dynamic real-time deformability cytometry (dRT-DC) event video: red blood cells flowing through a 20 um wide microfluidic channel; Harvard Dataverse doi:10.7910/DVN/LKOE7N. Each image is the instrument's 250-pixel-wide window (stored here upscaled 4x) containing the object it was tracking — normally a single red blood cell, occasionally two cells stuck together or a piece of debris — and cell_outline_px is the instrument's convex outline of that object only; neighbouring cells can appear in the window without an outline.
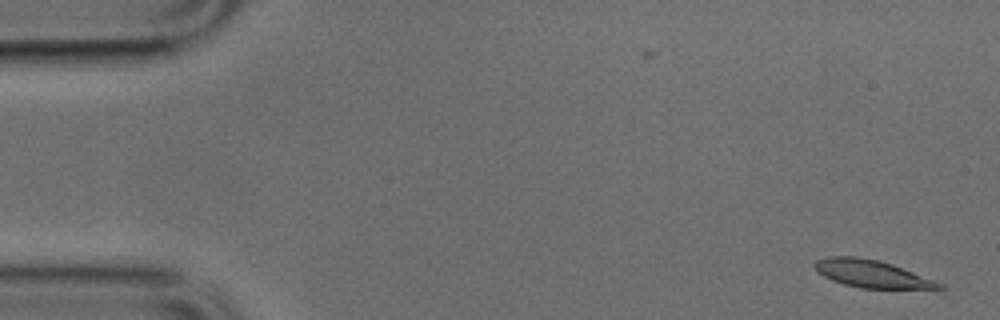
{"species": "common noctule bat (a hibernating species)", "species_latin": "Nyctalus noctula", "temperature_condition": "cold", "stored_images_in_passage": 13, "camera_frame_rate_fps": 3000, "um_per_image_px": 0.085, "animal": {"sex": "male", "body_mass_g": 17.9, "forearm_length_mm": 54.2}, "frame": {"image": 1, "passage_image": 1, "time_ms": 0.0, "image_size_px": [1000, 320], "cell_outline_px": [[948, 288], [860, 288], [844, 284], [832, 280], [816, 272], [812, 264], [816, 260], [828, 256], [856, 256], [880, 260], [892, 264], [944, 284]], "centroid_in_image_um": [74.03, 23.25], "position_along_channel_um": 11.0, "area_um2": 19.88}}
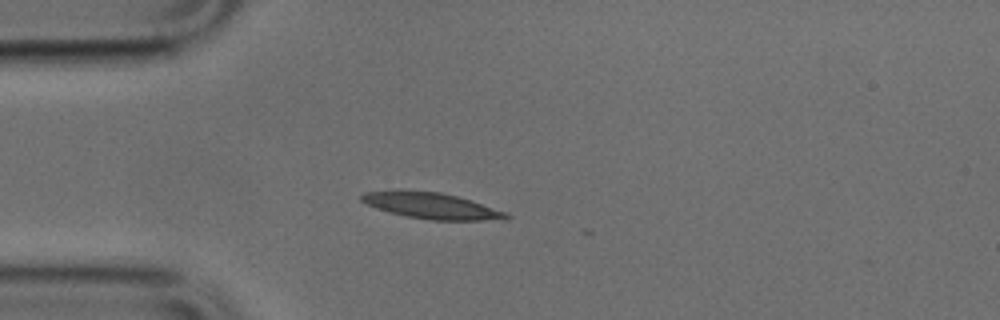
{"frame": {"image": 2, "passage_image": 12, "time_ms": 3.667, "image_size_px": [1000, 320], "cell_outline_px": [[512, 216], [480, 220], [432, 220], [408, 216], [388, 212], [376, 208], [360, 200], [360, 196], [364, 192], [400, 188], [440, 192], [472, 200], [504, 212]], "centroid_in_image_um": [36.52, 17.44], "position_along_channel_um": 48.5, "area_um2": 21.96}}